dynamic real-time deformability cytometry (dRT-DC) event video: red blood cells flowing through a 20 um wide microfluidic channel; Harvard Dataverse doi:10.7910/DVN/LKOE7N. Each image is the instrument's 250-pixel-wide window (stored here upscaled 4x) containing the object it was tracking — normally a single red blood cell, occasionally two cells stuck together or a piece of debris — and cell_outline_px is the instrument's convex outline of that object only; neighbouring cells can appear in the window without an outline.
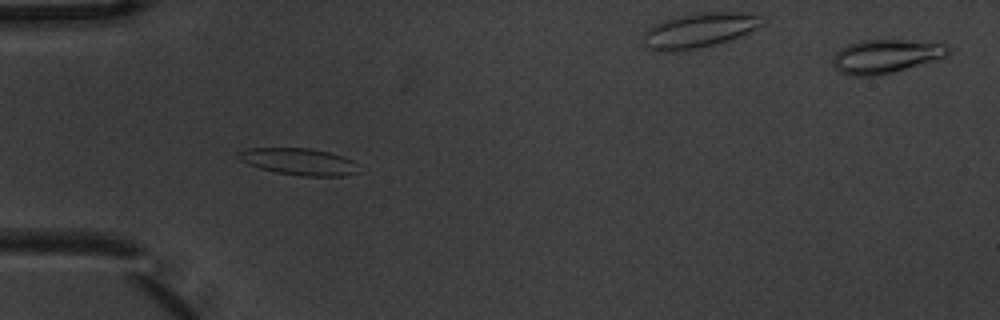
{"species": "common noctule bat (a hibernating species)", "species_latin": "Nyctalus noctula", "temperature_condition": "warm", "stored_images_in_passage": 5, "segment_of_instrument_passage": [1, 2], "camera_frame_rate_fps": 3000, "um_per_image_px": 0.085, "animal": {"sex": "male", "body_mass_g": 20.1, "forearm_length_mm": 53.5}, "frame": {"image": 1, "passage_image": 3, "time_ms": 0.667, "image_size_px": [1000, 320], "cell_outline_px": [[360, 172], [348, 176], [300, 176], [276, 172], [260, 168], [248, 164], [240, 160], [236, 156], [236, 152], [248, 148], [312, 148], [344, 156], [360, 164]], "centroid_in_image_um": [25.47, 13.74], "position_along_channel_um": 59.5, "area_um2": 19.19}}